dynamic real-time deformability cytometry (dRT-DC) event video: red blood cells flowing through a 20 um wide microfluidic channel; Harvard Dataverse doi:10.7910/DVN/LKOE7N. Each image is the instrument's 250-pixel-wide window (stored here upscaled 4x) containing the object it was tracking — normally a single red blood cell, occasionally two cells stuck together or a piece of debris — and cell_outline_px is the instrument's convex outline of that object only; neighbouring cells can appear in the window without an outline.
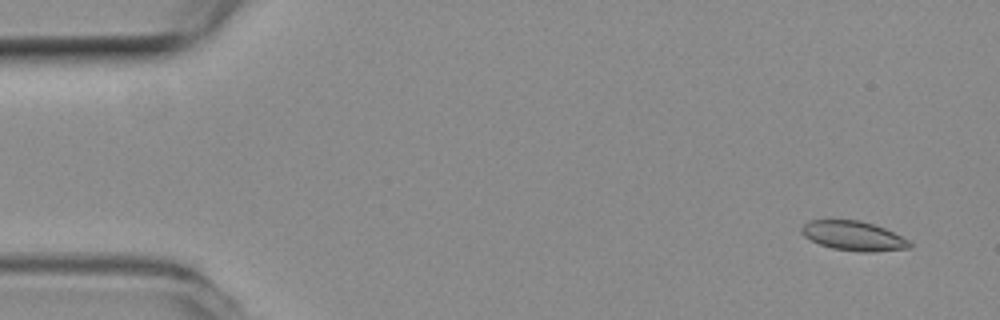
{"species": "common noctule bat (a hibernating species)", "species_latin": "Nyctalus noctula", "temperature_condition": "room temperature", "stored_images_in_passage": 55, "camera_frame_rate_fps": 3000, "um_per_image_px": 0.085, "animal": {"sex": "female", "body_mass_g": 19.3, "forearm_length_mm": 54.1}, "frame": {"image": 1, "passage_image": 4, "time_ms": 1.0, "image_size_px": [1000, 320], "cell_outline_px": [[912, 248], [876, 252], [860, 252], [832, 248], [820, 244], [804, 236], [800, 232], [800, 228], [808, 220], [860, 220], [884, 228], [908, 240], [912, 244]], "centroid_in_image_um": [72.54, 20.05], "position_along_channel_um": 12.5, "area_um2": 18.55}}
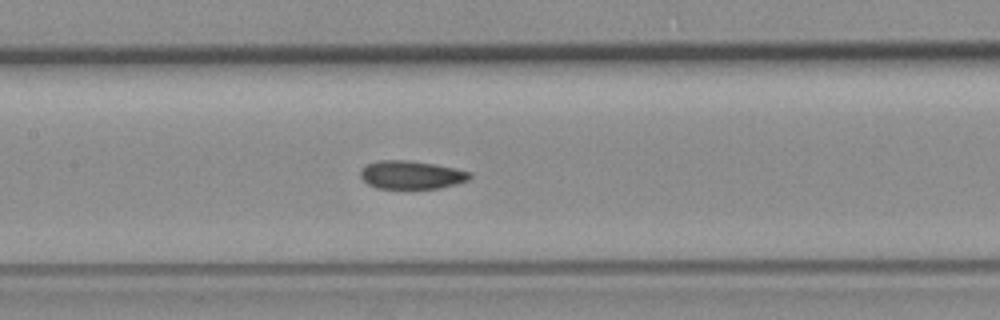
{"frame": {"image": 2, "passage_image": 26, "time_ms": 8.333, "image_size_px": [1000, 320], "cell_outline_px": [[472, 176], [468, 180], [456, 184], [440, 188], [376, 188], [368, 184], [360, 176], [360, 172], [368, 164], [380, 160], [408, 160], [436, 164], [456, 168], [472, 172]], "centroid_in_image_um": [35.01, 14.86], "position_along_channel_um": 172.4, "area_um2": 17.98}}
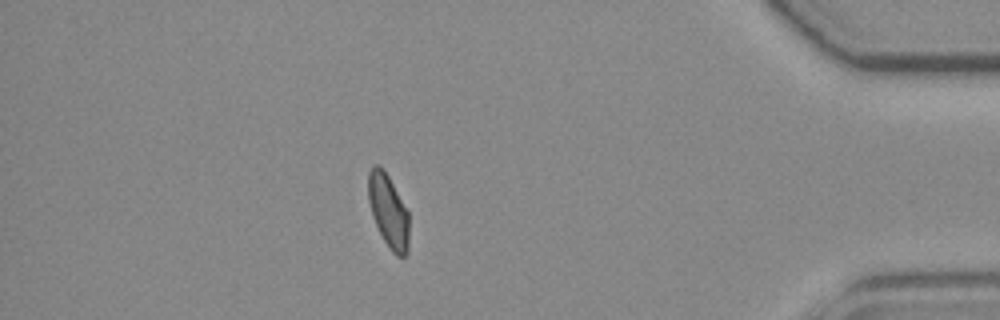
{"frame": {"image": 3, "passage_image": 48, "time_ms": 15.667, "image_size_px": [1000, 320], "cell_outline_px": [[408, 252], [404, 256], [396, 256], [392, 252], [384, 240], [372, 216], [368, 200], [368, 172], [372, 164], [380, 164], [384, 168], [408, 212]], "centroid_in_image_um": [32.99, 17.89], "position_along_channel_um": 402.2, "area_um2": 17.4}, "authors_computed_cell_mechanics": {"area_um2": 18.3804, "velocity_mm_per_s": 3.7822, "shape_relaxation_time_tau1_ms": null, "shape_relaxation_time_tau2_ms": 2.4432, "deformation_change_tau1": null, "deformation_change_tau2": 0.067}}